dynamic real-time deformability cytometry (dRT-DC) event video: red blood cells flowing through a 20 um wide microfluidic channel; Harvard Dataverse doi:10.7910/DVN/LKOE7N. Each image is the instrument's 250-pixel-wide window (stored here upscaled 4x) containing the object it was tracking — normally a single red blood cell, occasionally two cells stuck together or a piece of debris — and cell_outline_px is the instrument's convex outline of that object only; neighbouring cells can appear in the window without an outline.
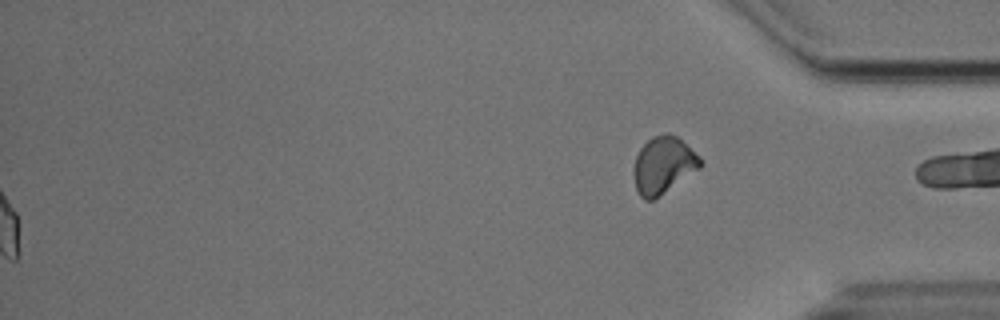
{"species": "Egyptian fruit bat (a non-hibernating species)", "species_latin": "Rousettus aegyptiacus", "temperature_condition": "cold", "stored_images_in_passage": 52, "segment_of_instrument_passage": [2, 2], "camera_frame_rate_fps": 3000, "um_per_image_px": 0.085, "animal": {"sex": "male"}, "frame": {"image": 1, "passage_image": 52, "time_ms": 17.0, "image_size_px": [1000, 320], "cell_outline_px": [[704, 164], [700, 168], [652, 200], [644, 200], [640, 196], [636, 188], [636, 156], [640, 148], [652, 136], [664, 132], [668, 132], [676, 136], [700, 156]], "centroid_in_image_um": [56.42, 14.0], "position_along_channel_um": 378.8, "area_um2": 21.62}}